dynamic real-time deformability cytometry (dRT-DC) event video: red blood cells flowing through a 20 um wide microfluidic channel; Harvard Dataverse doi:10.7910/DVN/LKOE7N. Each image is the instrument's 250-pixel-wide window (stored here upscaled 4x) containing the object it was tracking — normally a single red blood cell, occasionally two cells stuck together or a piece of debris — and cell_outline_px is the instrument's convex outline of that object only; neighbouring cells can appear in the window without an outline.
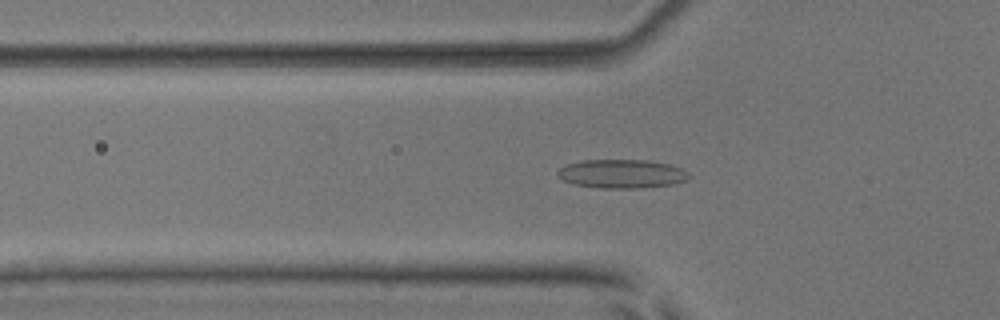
{"species": "common noctule bat (a hibernating species)", "species_latin": "Nyctalus noctula", "temperature_condition": "room temperature", "stored_images_in_passage": 42, "camera_frame_rate_fps": 3000, "um_per_image_px": 0.085, "animal": {"sex": "male", "body_mass_g": 17.9, "forearm_length_mm": 54.2}, "frame": {"image": 1, "passage_image": 8, "time_ms": 2.333, "image_size_px": [1000, 320], "cell_outline_px": [[692, 176], [688, 180], [672, 184], [640, 188], [600, 188], [572, 184], [556, 176], [556, 172], [564, 164], [584, 160], [648, 160], [668, 164], [684, 168]], "centroid_in_image_um": [52.85, 14.77], "position_along_channel_um": 72.9, "area_um2": 22.31}}
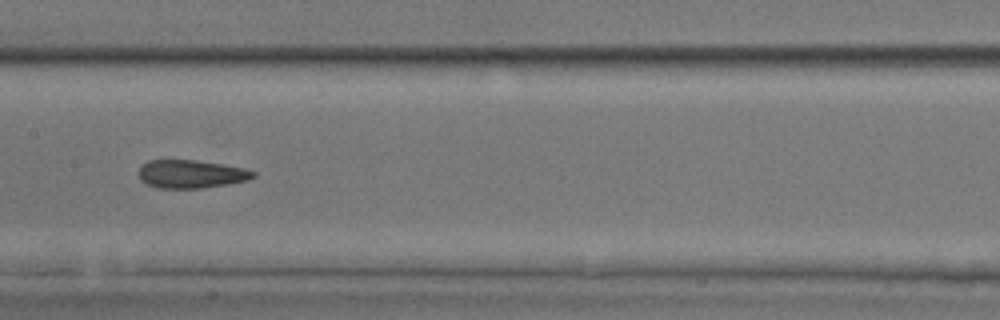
{"frame": {"image": 2, "passage_image": 17, "time_ms": 5.333, "image_size_px": [1000, 320], "cell_outline_px": [[256, 176], [248, 180], [228, 184], [200, 188], [156, 188], [140, 180], [140, 168], [148, 160], [196, 160], [244, 168], [256, 172]], "centroid_in_image_um": [16.26, 14.8], "position_along_channel_um": 191.1, "area_um2": 18.67}}
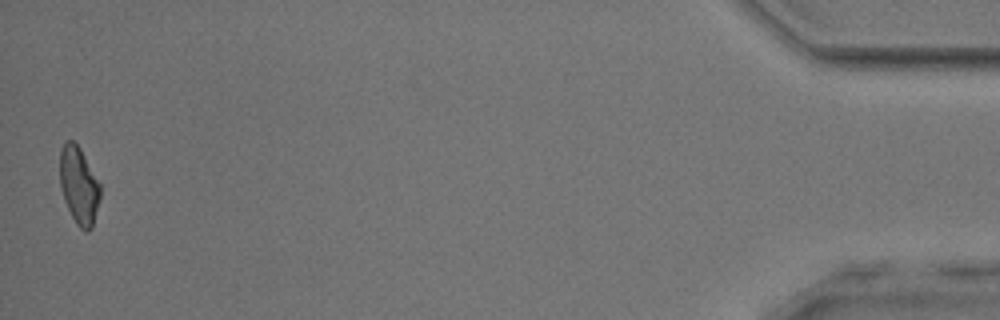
{"frame": {"image": 3, "passage_image": 42, "time_ms": 13.667, "image_size_px": [1000, 320], "cell_outline_px": [[100, 200], [92, 228], [88, 232], [84, 232], [76, 224], [64, 200], [60, 184], [60, 148], [64, 140], [72, 140], [80, 148], [100, 184]], "centroid_in_image_um": [6.7, 15.77], "position_along_channel_um": 428.5, "area_um2": 18.26}, "authors_computed_cell_mechanics": {"area_um2": 19.1318, "velocity_mm_per_s": 3.9362, "shape_relaxation_time_tau1_ms": null, "shape_relaxation_time_tau2_ms": 3.7798, "deformation_change_tau1": null, "deformation_change_tau2": 0.121}}